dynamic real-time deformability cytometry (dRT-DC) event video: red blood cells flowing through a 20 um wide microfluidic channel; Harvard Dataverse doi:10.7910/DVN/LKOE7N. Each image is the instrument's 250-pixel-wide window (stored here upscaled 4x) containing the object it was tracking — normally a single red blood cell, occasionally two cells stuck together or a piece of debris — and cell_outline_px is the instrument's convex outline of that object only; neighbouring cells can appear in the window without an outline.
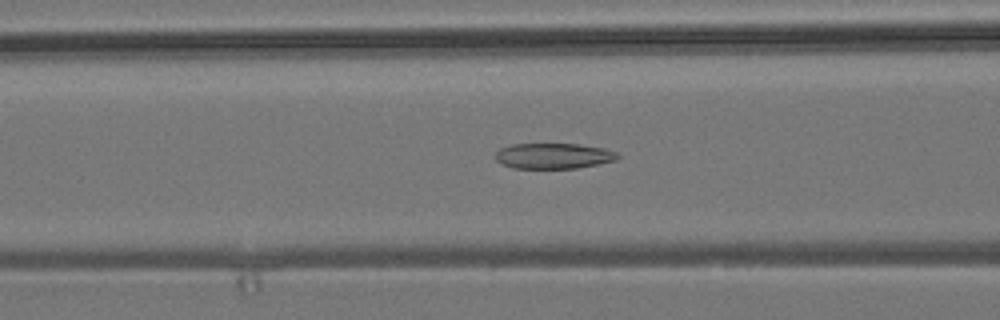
{"species": "common noctule bat (a hibernating species)", "species_latin": "Nyctalus noctula", "temperature_condition": "room temperature", "stored_images_in_passage": 53, "camera_frame_rate_fps": 3000, "um_per_image_px": 0.085, "animal": {"sex": "male", "body_mass_g": 19.2, "forearm_length_mm": 51.8}, "frame": {"image": 1, "passage_image": 21, "time_ms": 6.667, "image_size_px": [1000, 320], "cell_outline_px": [[620, 156], [616, 160], [576, 168], [512, 168], [500, 164], [496, 160], [496, 152], [500, 148], [512, 144], [576, 144], [604, 148], [616, 152]], "centroid_in_image_um": [47.01, 13.25], "position_along_channel_um": 119.6, "area_um2": 18.15}}
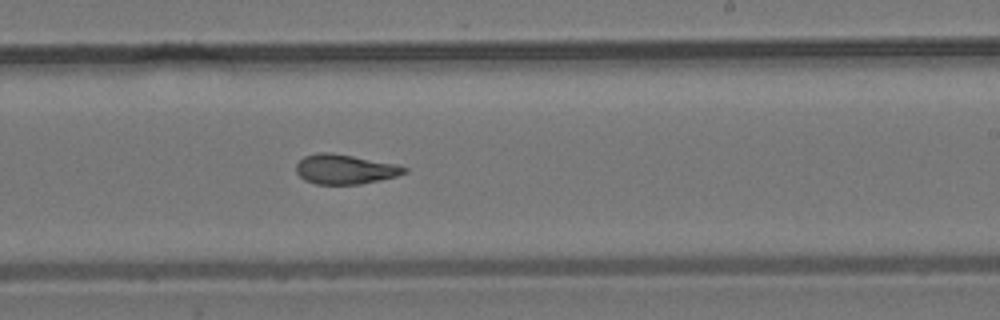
{"frame": {"image": 2, "passage_image": 32, "time_ms": 10.333, "image_size_px": [1000, 320], "cell_outline_px": [[408, 172], [396, 176], [380, 180], [360, 184], [316, 184], [304, 180], [296, 172], [296, 164], [304, 156], [316, 152], [332, 152], [396, 164], [408, 168]], "centroid_in_image_um": [29.31, 14.38], "position_along_channel_um": 259.7, "area_um2": 18.79}}
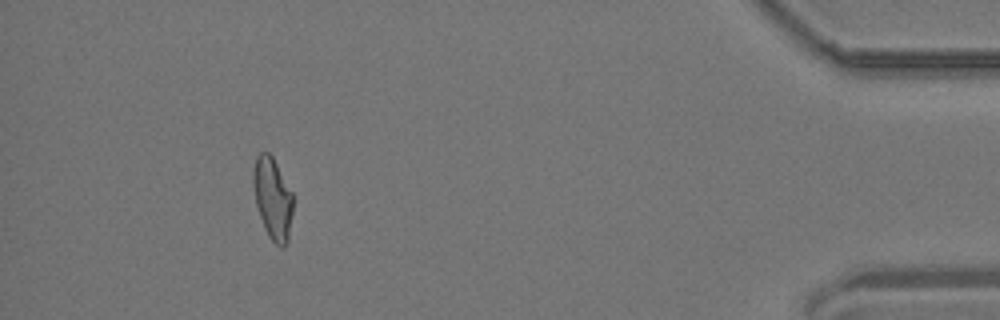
{"frame": {"image": 3, "passage_image": 49, "time_ms": 16.0, "image_size_px": [1000, 320], "cell_outline_px": [[292, 212], [288, 240], [284, 248], [280, 248], [268, 236], [264, 228], [256, 204], [252, 184], [252, 172], [256, 156], [260, 152], [268, 152], [272, 156], [292, 192]], "centroid_in_image_um": [23.15, 16.87], "position_along_channel_um": 412.0, "area_um2": 18.96}, "authors_computed_cell_mechanics": {"area_um2": 19.363, "velocity_mm_per_s": 3.8232, "shape_relaxation_time_tau1_ms": 10.2225, "shape_relaxation_time_tau2_ms": 2.868, "deformation_change_tau1": 0.2436, "deformation_change_tau2": 0.1197}}